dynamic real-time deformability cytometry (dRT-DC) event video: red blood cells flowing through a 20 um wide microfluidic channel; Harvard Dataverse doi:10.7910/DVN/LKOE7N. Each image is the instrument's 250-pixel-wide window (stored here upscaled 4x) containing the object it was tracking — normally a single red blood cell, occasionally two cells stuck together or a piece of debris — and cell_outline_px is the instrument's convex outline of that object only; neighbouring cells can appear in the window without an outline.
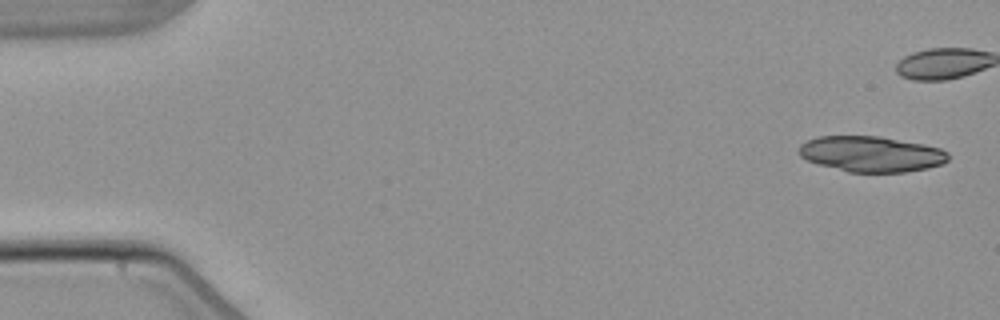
{"species": "common noctule bat (a hibernating species)", "species_latin": "Nyctalus noctula", "temperature_condition": "warm", "stored_images_in_passage": 9, "camera_frame_rate_fps": 3000, "um_per_image_px": 0.085, "animal": {"sex": "male", "body_mass_g": 21.5, "forearm_length_mm": 52.0}, "frame": {"image": 1, "passage_image": 1, "time_ms": 0.0, "image_size_px": [1000, 320], "cell_outline_px": [[948, 160], [944, 164], [928, 168], [904, 172], [848, 172], [820, 164], [808, 160], [800, 156], [800, 144], [816, 136], [880, 136], [924, 144], [940, 148], [948, 152]], "centroid_in_image_um": [74.09, 13.08], "position_along_channel_um": 10.9, "area_um2": 30.98}}
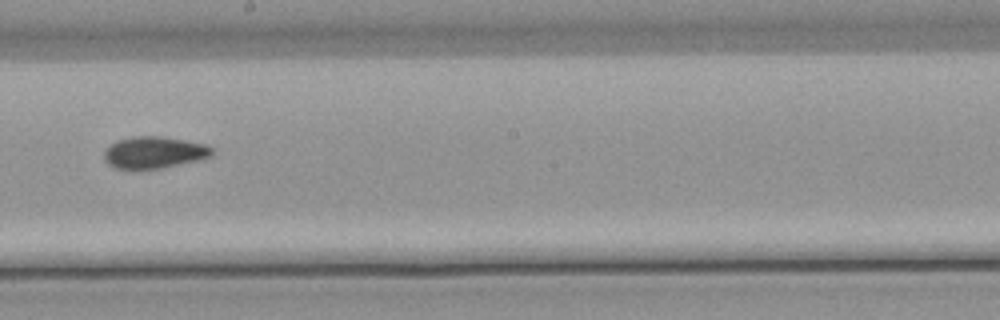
{"frame": {"image": 2, "passage_image": 9, "time_ms": 10.333, "image_size_px": [1000, 320], "cell_outline_px": [[212, 156], [200, 160], [160, 168], [116, 168], [108, 164], [104, 160], [104, 152], [116, 140], [132, 136], [160, 136], [208, 144], [212, 148]], "centroid_in_image_um": [13.12, 12.94], "position_along_channel_um": 235.1, "area_um2": 19.88}}